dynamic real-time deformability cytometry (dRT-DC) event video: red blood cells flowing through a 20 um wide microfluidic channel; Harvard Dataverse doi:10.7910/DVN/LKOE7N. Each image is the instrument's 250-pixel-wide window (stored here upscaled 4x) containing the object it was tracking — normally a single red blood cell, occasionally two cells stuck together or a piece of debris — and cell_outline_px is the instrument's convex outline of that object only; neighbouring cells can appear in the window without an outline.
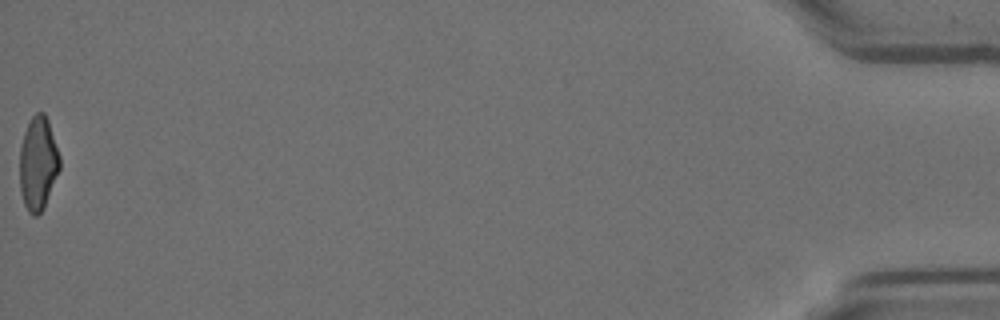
{"species": "Egyptian fruit bat (a non-hibernating species)", "species_latin": "Rousettus aegyptiacus", "temperature_condition": "room temperature", "stored_images_in_passage": 39, "camera_frame_rate_fps": 3000, "um_per_image_px": 0.085, "animal": {"sex": "female"}, "frame": {"image": 1, "passage_image": 39, "time_ms": 12.667, "image_size_px": [1000, 320], "cell_outline_px": [[60, 168], [44, 208], [36, 216], [32, 216], [28, 212], [24, 204], [20, 192], [20, 148], [24, 132], [32, 116], [36, 112], [44, 112], [48, 120], [60, 156]], "centroid_in_image_um": [3.23, 13.9], "position_along_channel_um": 432.0, "area_um2": 21.85}}